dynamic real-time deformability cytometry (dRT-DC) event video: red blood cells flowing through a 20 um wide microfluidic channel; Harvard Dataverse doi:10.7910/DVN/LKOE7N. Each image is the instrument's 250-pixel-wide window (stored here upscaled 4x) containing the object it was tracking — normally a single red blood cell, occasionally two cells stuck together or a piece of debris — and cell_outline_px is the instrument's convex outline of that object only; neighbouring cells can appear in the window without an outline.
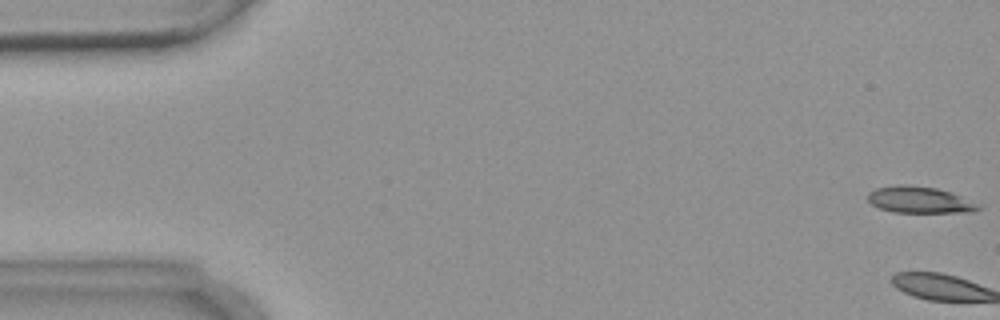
{"species": "common noctule bat (a hibernating species)", "species_latin": "Nyctalus noctula", "temperature_condition": "warm", "stored_images_in_passage": 5, "camera_frame_rate_fps": 3000, "um_per_image_px": 0.085, "animal": {"sex": "female", "body_mass_g": 18.4}, "frame": {"image": 1, "passage_image": 1, "time_ms": 0.0, "image_size_px": [1000, 320], "cell_outline_px": [[984, 208], [972, 212], [892, 212], [880, 208], [872, 204], [868, 200], [868, 192], [876, 188], [896, 184], [908, 184], [936, 188], [952, 192]], "centroid_in_image_um": [78.13, 16.98], "position_along_channel_um": 6.9, "area_um2": 17.05}}